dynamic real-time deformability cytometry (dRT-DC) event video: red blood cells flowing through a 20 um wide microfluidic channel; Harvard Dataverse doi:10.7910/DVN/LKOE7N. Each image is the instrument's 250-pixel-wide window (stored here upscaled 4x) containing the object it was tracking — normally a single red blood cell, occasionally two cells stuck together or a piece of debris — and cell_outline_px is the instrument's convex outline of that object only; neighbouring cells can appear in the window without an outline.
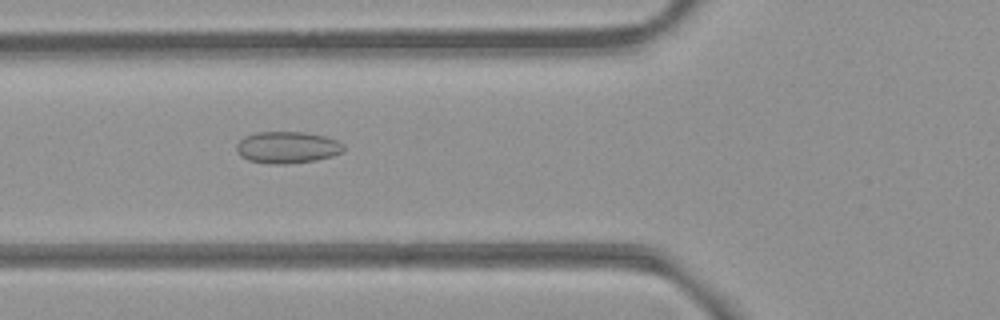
{"species": "common noctule bat (a hibernating species)", "species_latin": "Nyctalus noctula", "temperature_condition": "room temperature", "stored_images_in_passage": 45, "camera_frame_rate_fps": 3000, "um_per_image_px": 0.085, "animal": {"sex": "female", "body_mass_g": 21.9}, "frame": {"image": 1, "passage_image": 11, "time_ms": 3.333, "image_size_px": [1000, 320], "cell_outline_px": [[344, 152], [332, 156], [316, 160], [284, 164], [268, 164], [248, 160], [240, 156], [236, 152], [236, 144], [244, 136], [256, 132], [304, 132], [324, 136], [336, 140], [344, 144]], "centroid_in_image_um": [24.4, 12.53], "position_along_channel_um": 101.4, "area_um2": 20.0}}
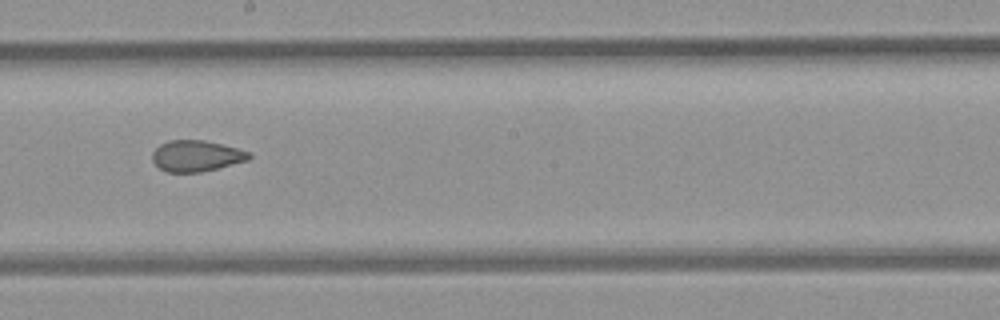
{"frame": {"image": 2, "passage_image": 21, "time_ms": 6.667, "image_size_px": [1000, 320], "cell_outline_px": [[252, 156], [248, 160], [200, 172], [168, 172], [160, 168], [152, 160], [152, 152], [160, 144], [168, 140], [204, 140], [252, 152]], "centroid_in_image_um": [16.68, 13.24], "position_along_channel_um": 231.5, "area_um2": 17.4}}
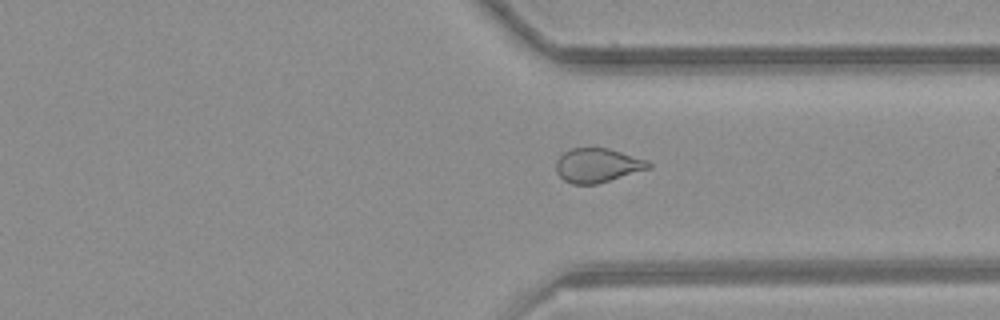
{"frame": {"image": 3, "passage_image": 31, "time_ms": 10.0, "image_size_px": [1000, 320], "cell_outline_px": [[652, 168], [596, 184], [572, 184], [564, 180], [556, 172], [556, 160], [568, 148], [608, 148], [648, 160], [652, 164]], "centroid_in_image_um": [50.79, 14.05], "position_along_channel_um": 360.6, "area_um2": 18.5}, "authors_computed_cell_mechanics": {"area_um2": 19.363, "velocity_mm_per_s": 3.88, "shape_relaxation_time_tau1_ms": null, "shape_relaxation_time_tau2_ms": 1.8124, "deformation_change_tau1": null, "deformation_change_tau2": 0.0648}}